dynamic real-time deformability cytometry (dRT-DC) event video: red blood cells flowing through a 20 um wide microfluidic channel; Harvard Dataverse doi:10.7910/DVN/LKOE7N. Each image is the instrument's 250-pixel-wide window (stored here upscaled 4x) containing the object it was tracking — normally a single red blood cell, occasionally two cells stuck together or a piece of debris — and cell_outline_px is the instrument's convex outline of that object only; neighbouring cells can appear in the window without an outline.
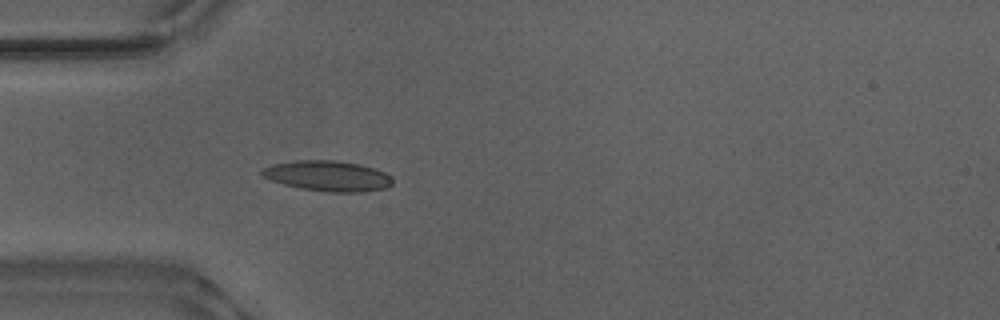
{"species": "Egyptian fruit bat (a non-hibernating species)", "species_latin": "Rousettus aegyptiacus", "temperature_condition": "warm", "stored_images_in_passage": 29, "camera_frame_rate_fps": 3000, "um_per_image_px": 0.085, "animal": {"sex": "male"}, "frame": {"image": 1, "passage_image": 5, "time_ms": 1.333, "image_size_px": [1000, 320], "cell_outline_px": [[392, 184], [388, 188], [364, 192], [328, 192], [300, 188], [284, 184], [272, 180], [264, 176], [260, 172], [264, 168], [272, 164], [296, 160], [336, 160], [360, 164], [384, 172], [392, 180]], "centroid_in_image_um": [27.88, 14.96], "position_along_channel_um": 57.1, "area_um2": 23.06}, "authors_computed_cell_mechanics": {"area_um2": 20.9236, "velocity_mm_per_s": 3.8631, "shape_relaxation_time_tau1_ms": 3.3077, "shape_relaxation_time_tau2_ms": 2.1537, "deformation_change_tau1": 0.1206, "deformation_change_tau2": 0.0792}}